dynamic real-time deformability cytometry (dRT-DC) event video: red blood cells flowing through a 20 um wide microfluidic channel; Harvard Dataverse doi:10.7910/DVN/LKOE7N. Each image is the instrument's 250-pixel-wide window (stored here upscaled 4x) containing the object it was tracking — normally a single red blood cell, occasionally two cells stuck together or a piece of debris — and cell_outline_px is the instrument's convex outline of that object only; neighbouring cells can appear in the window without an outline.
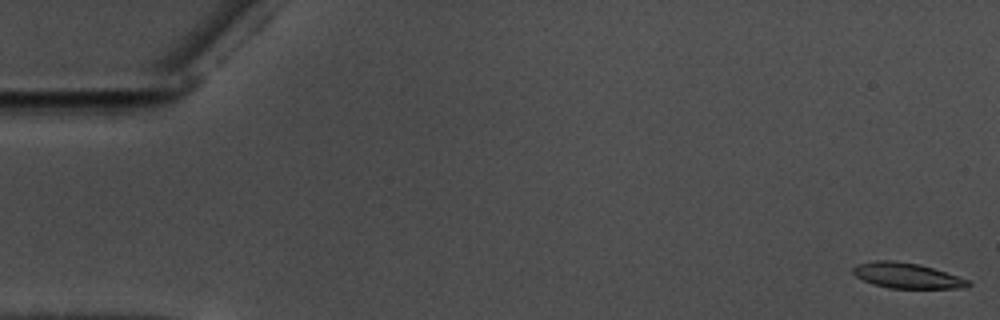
{"species": "common noctule bat (a hibernating species)", "species_latin": "Nyctalus noctula", "temperature_condition": "warm", "stored_images_in_passage": 58, "camera_frame_rate_fps": 3000, "um_per_image_px": 0.085, "animal": {"sex": "male", "body_mass_g": 17.5, "forearm_length_mm": 52.3}, "frame": {"image": 1, "passage_image": 1, "time_ms": 0.0, "image_size_px": [1000, 320], "cell_outline_px": [[972, 284], [968, 288], [888, 288], [872, 284], [856, 276], [852, 272], [852, 268], [856, 264], [876, 260], [892, 260], [920, 264], [972, 280]], "centroid_in_image_um": [77.12, 23.42], "position_along_channel_um": 7.9, "area_um2": 17.28}}
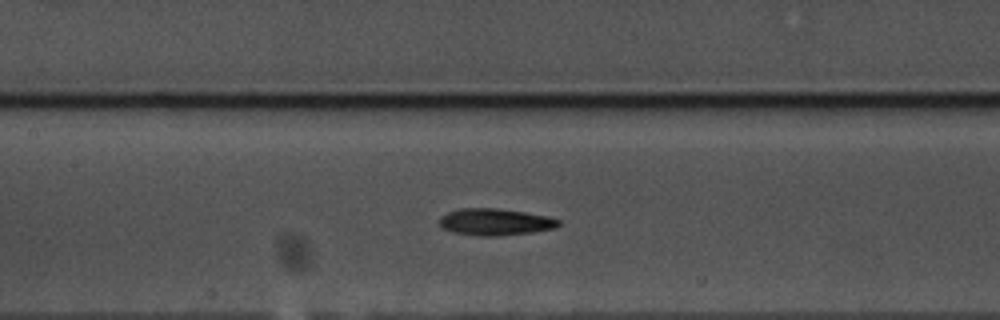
{"frame": {"image": 2, "passage_image": 27, "time_ms": 8.667, "image_size_px": [1000, 320], "cell_outline_px": [[560, 224], [556, 228], [532, 232], [500, 236], [480, 236], [452, 232], [440, 228], [440, 216], [448, 212], [460, 208], [496, 208], [524, 212], [548, 216], [560, 220]], "centroid_in_image_um": [42.07, 18.87], "position_along_channel_um": 165.3, "area_um2": 18.73}}
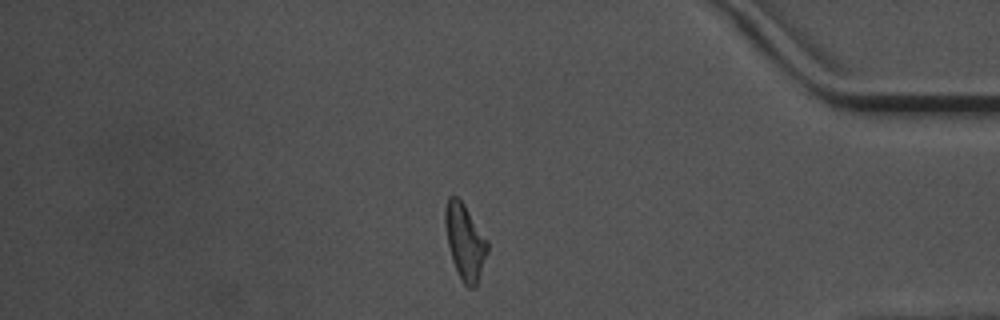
{"frame": {"image": 3, "passage_image": 49, "time_ms": 16.0, "image_size_px": [1000, 320], "cell_outline_px": [[488, 252], [476, 284], [472, 288], [468, 288], [464, 284], [452, 260], [448, 244], [444, 224], [444, 208], [448, 196], [456, 196], [464, 204], [488, 240]], "centroid_in_image_um": [39.51, 20.5], "position_along_channel_um": 395.7, "area_um2": 18.5}, "authors_computed_cell_mechanics": {"area_um2": 18.0914, "velocity_mm_per_s": 3.5684, "shape_relaxation_time_tau1_ms": 6.9771, "shape_relaxation_time_tau2_ms": null, "deformation_change_tau1": 0.195, "deformation_change_tau2": null}}